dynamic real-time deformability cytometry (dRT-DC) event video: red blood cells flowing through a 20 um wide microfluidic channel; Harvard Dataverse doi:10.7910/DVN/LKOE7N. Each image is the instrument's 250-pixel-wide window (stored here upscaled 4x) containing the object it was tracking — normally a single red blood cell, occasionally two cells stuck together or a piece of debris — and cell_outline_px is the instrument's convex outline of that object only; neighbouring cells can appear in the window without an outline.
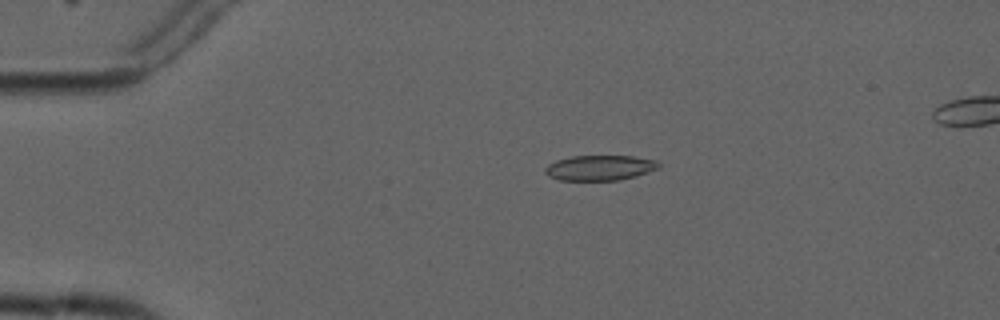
{"species": "common noctule bat (a hibernating species)", "species_latin": "Nyctalus noctula", "temperature_condition": "cold", "stored_images_in_passage": 5, "camera_frame_rate_fps": 3000, "um_per_image_px": 0.085, "animal": {"sex": "male", "forearm_length_mm": 52.5}, "frame": {"image": 1, "passage_image": 3, "time_ms": 2.333, "image_size_px": [1000, 320], "cell_outline_px": [[660, 168], [636, 176], [620, 180], [560, 180], [548, 176], [544, 172], [544, 168], [548, 164], [556, 160], [572, 156], [632, 156], [656, 160], [660, 164]], "centroid_in_image_um": [50.98, 14.26], "position_along_channel_um": 34.0, "area_um2": 16.76}}